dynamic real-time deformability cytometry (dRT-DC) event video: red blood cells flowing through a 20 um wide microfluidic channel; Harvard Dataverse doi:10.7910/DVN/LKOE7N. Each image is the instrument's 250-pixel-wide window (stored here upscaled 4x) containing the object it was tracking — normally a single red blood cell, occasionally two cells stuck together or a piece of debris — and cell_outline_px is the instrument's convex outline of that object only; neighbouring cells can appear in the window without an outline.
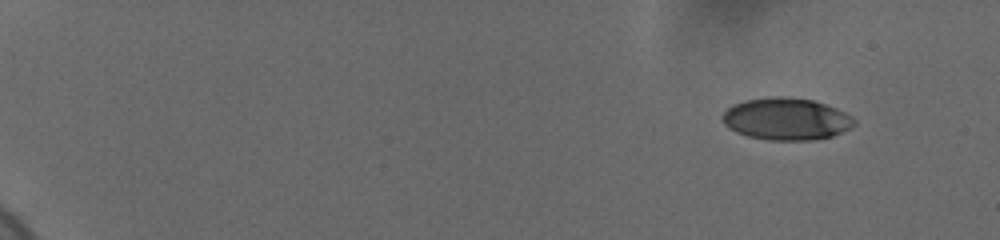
{"species": "human", "species_latin": "Homo sapiens", "temperature_condition": "cold", "stored_images_in_passage": 54, "camera_frame_rate_fps": 3000, "um_per_image_px": 0.085, "donor": {"sex": "female"}, "frame": {"image": 1, "passage_image": 1, "time_ms": 0.0, "image_size_px": [1000, 240], "cell_outline_px": [[856, 124], [852, 128], [832, 136], [812, 140], [768, 140], [748, 136], [736, 132], [728, 128], [724, 124], [720, 116], [732, 104], [744, 100], [772, 96], [788, 96], [812, 100], [836, 108], [852, 116], [856, 120]], "centroid_in_image_um": [66.82, 10.11], "position_along_channel_um": 18.2, "area_um2": 32.66}}
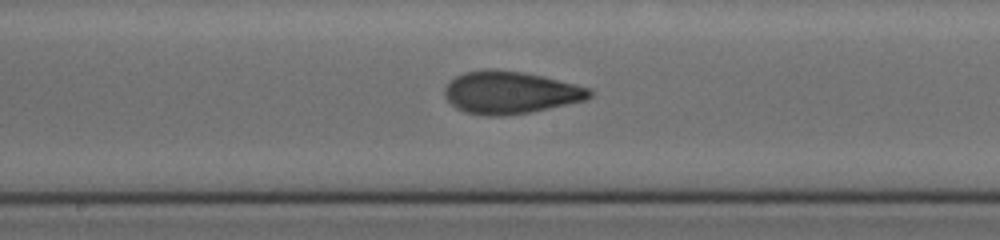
{"frame": {"image": 2, "passage_image": 30, "time_ms": 9.667, "image_size_px": [1000, 240], "cell_outline_px": [[592, 96], [584, 100], [568, 104], [528, 112], [504, 116], [484, 116], [464, 112], [456, 108], [444, 96], [444, 88], [456, 76], [464, 72], [484, 68], [492, 68], [524, 72], [544, 76], [592, 88]], "centroid_in_image_um": [43.37, 7.85], "position_along_channel_um": 204.8, "area_um2": 36.13}}
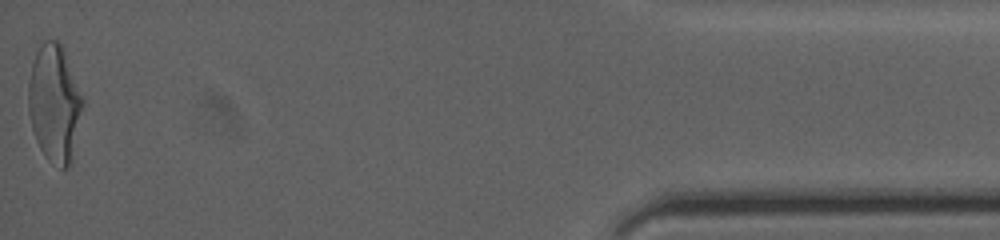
{"frame": {"image": 3, "passage_image": 54, "time_ms": 17.667, "image_size_px": [1000, 240], "cell_outline_px": [[84, 104], [68, 168], [60, 168], [52, 164], [44, 156], [36, 140], [32, 128], [28, 112], [28, 84], [32, 64], [36, 52], [44, 40], [56, 40], [60, 44], [84, 100]], "centroid_in_image_um": [4.6, 8.81], "position_along_channel_um": 430.6, "area_um2": 36.53}, "authors_computed_cell_mechanics": {"area_um2": 34.2176, "velocity_mm_per_s": 3.6838, "shape_relaxation_time_tau1_ms": 4.0843, "shape_relaxation_time_tau2_ms": 1.2772, "deformation_change_tau1": 0.1984, "deformation_change_tau2": 0.0795}}